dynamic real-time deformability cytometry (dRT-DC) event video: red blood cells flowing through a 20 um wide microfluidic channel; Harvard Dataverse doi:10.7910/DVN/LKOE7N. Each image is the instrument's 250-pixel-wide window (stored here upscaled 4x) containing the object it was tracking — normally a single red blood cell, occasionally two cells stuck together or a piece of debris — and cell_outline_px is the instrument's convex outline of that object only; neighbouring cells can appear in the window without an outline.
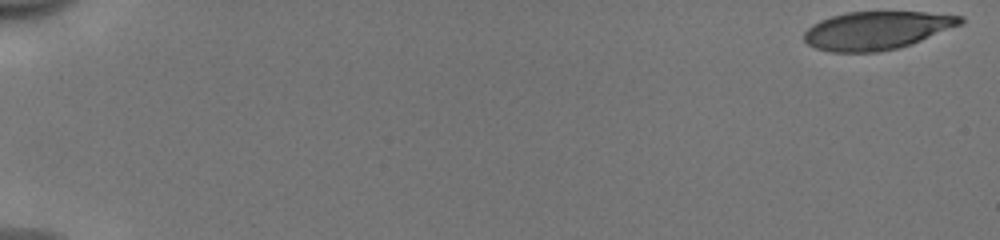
{"species": "human", "species_latin": "Homo sapiens", "temperature_condition": "cold", "stored_images_in_passage": 53, "camera_frame_rate_fps": 3000, "um_per_image_px": 0.085, "donor": {"sex": "male"}, "frame": {"image": 1, "passage_image": 1, "time_ms": 0.0, "image_size_px": [1000, 240], "cell_outline_px": [[964, 24], [912, 44], [900, 48], [876, 52], [828, 52], [816, 48], [808, 44], [804, 40], [804, 32], [812, 24], [820, 20], [832, 16], [848, 12], [924, 12], [964, 16]], "centroid_in_image_um": [74.55, 2.59], "position_along_channel_um": 10.4, "area_um2": 34.97}}
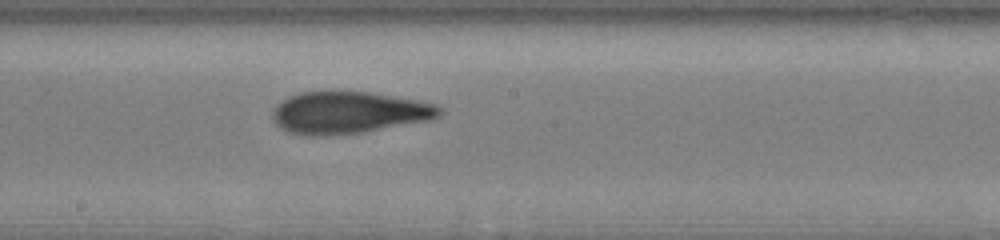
{"frame": {"image": 2, "passage_image": 31, "time_ms": 10.0, "image_size_px": [1000, 240], "cell_outline_px": [[444, 112], [440, 116], [432, 120], [360, 132], [328, 136], [304, 136], [288, 132], [280, 128], [272, 120], [272, 112], [276, 104], [288, 96], [300, 92], [368, 92], [416, 100], [436, 104], [444, 108]], "centroid_in_image_um": [29.63, 9.58], "position_along_channel_um": 218.6, "area_um2": 41.1}}
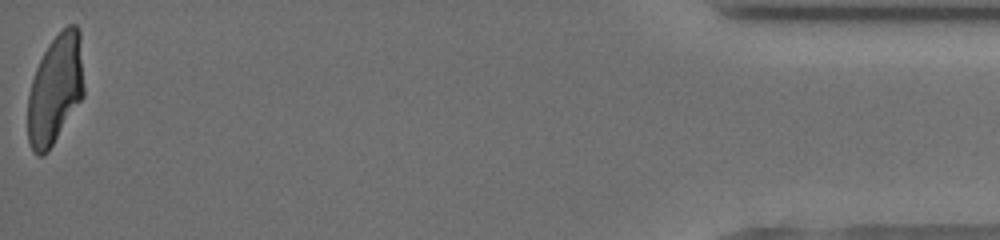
{"frame": {"image": 3, "passage_image": 53, "time_ms": 17.333, "image_size_px": [1000, 240], "cell_outline_px": [[84, 96], [48, 152], [40, 156], [36, 156], [32, 152], [28, 140], [28, 96], [32, 80], [36, 68], [48, 44], [68, 24], [76, 24], [80, 28], [84, 84]], "centroid_in_image_um": [4.71, 7.6], "position_along_channel_um": 430.5, "area_um2": 36.13}, "authors_computed_cell_mechanics": {"area_um2": 38.437, "velocity_mm_per_s": 3.9714, "shape_relaxation_time_tau1_ms": 6.9606, "shape_relaxation_time_tau2_ms": 1.9223, "deformation_change_tau1": 0.2331, "deformation_change_tau2": 0.1028}}